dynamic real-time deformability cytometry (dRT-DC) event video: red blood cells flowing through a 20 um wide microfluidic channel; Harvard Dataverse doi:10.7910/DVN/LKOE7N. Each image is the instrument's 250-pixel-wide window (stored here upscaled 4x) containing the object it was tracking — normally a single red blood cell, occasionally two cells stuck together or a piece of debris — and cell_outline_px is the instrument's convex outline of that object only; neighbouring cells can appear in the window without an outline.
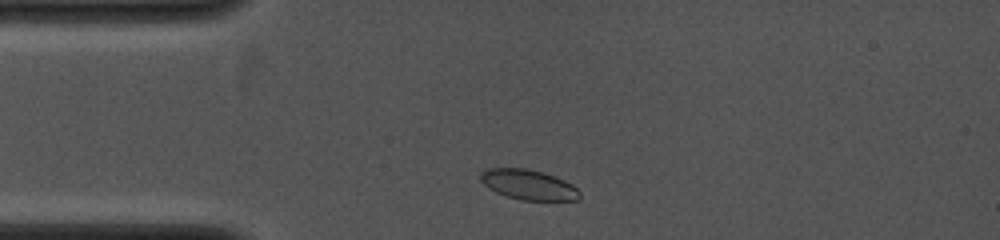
{"species": "common noctule bat (a hibernating species)", "species_latin": "Nyctalus noctula", "temperature_condition": "cold", "stored_images_in_passage": 22, "camera_frame_rate_fps": 4000, "um_per_image_px": 0.085, "animal": {"sex": "female", "body_mass_g": 19.0, "forearm_length_mm": 53.3}, "frame": {"image": 1, "passage_image": 2, "time_ms": 0.5, "image_size_px": [1000, 240], "cell_outline_px": [[580, 200], [520, 200], [496, 192], [488, 188], [480, 180], [480, 172], [488, 168], [528, 168], [544, 172], [564, 180], [572, 184], [580, 192]], "centroid_in_image_um": [44.92, 15.69], "position_along_channel_um": 40.1, "area_um2": 17.46}}
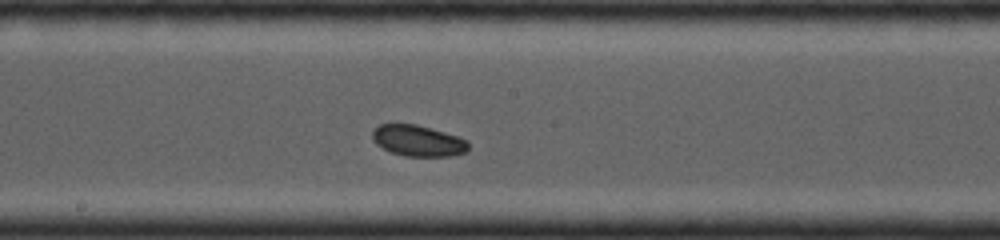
{"frame": {"image": 2, "passage_image": 11, "time_ms": 5.0, "image_size_px": [1000, 240], "cell_outline_px": [[468, 152], [452, 156], [404, 156], [392, 152], [376, 144], [372, 136], [372, 132], [380, 124], [416, 124], [444, 132], [468, 140]], "centroid_in_image_um": [35.56, 11.97], "position_along_channel_um": 212.6, "area_um2": 17.28}}
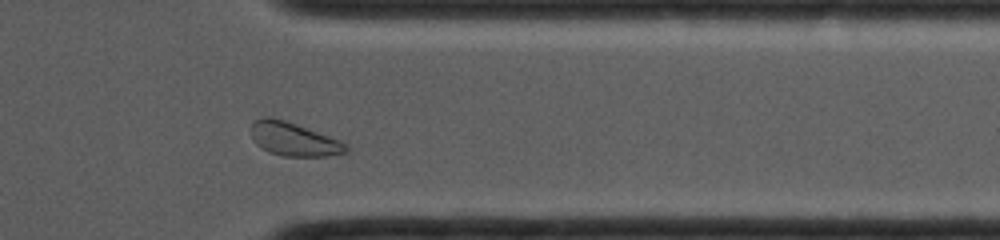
{"frame": {"image": 3, "passage_image": 19, "time_ms": 9.0, "image_size_px": [1000, 240], "cell_outline_px": [[348, 152], [328, 156], [284, 156], [268, 152], [260, 148], [252, 140], [252, 124], [256, 120], [264, 116], [272, 116], [284, 120], [340, 140], [348, 144]], "centroid_in_image_um": [24.96, 11.84], "position_along_channel_um": 386.4, "area_um2": 18.55}}